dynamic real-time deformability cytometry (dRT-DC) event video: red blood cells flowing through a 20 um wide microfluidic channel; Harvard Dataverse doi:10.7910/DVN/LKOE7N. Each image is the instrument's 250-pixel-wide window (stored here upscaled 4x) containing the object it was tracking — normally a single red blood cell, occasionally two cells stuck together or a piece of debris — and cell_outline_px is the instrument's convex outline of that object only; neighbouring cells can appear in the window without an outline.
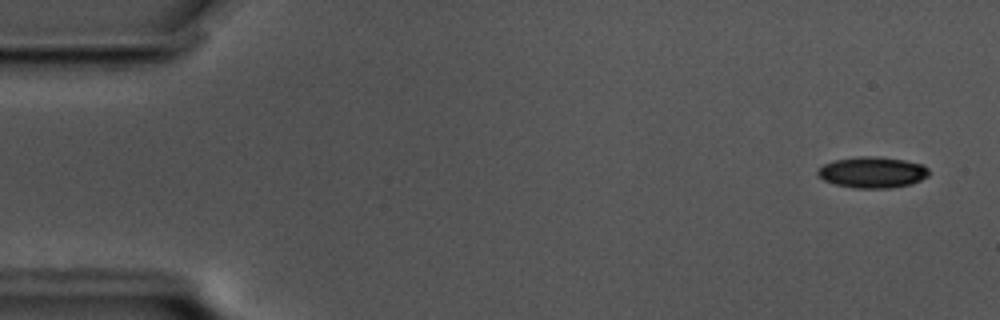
{"species": "common noctule bat (a hibernating species)", "species_latin": "Nyctalus noctula", "temperature_condition": "cold", "stored_images_in_passage": 50, "camera_frame_rate_fps": 3000, "um_per_image_px": 0.085, "animal": {"sex": "male", "body_mass_g": 17.5, "forearm_length_mm": 52.3}, "frame": {"image": 1, "passage_image": 1, "time_ms": 0.0, "image_size_px": [1000, 320], "cell_outline_px": [[928, 176], [912, 184], [892, 188], [856, 188], [836, 184], [824, 180], [816, 172], [824, 164], [836, 160], [860, 156], [876, 156], [904, 160], [920, 164], [928, 168]], "centroid_in_image_um": [74.17, 14.65], "position_along_channel_um": 10.8, "area_um2": 19.94}}
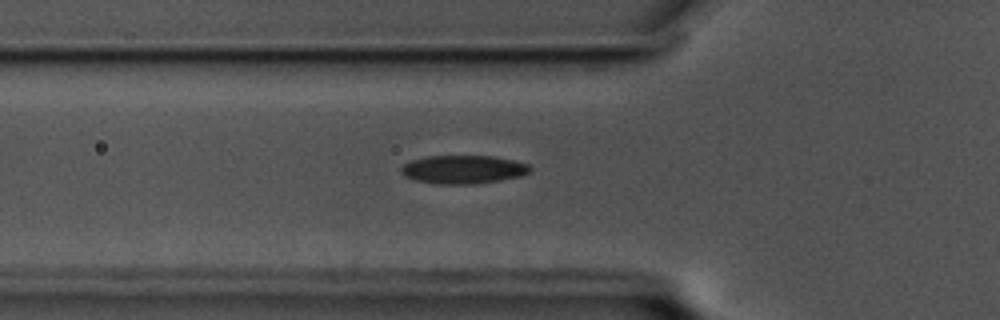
{"frame": {"image": 2, "passage_image": 18, "time_ms": 5.667, "image_size_px": [1000, 320], "cell_outline_px": [[532, 168], [528, 172], [520, 176], [500, 180], [472, 184], [436, 184], [416, 180], [404, 176], [400, 172], [400, 168], [404, 164], [412, 160], [428, 156], [496, 156], [532, 164]], "centroid_in_image_um": [39.39, 14.4], "position_along_channel_um": 86.4, "area_um2": 21.44}}
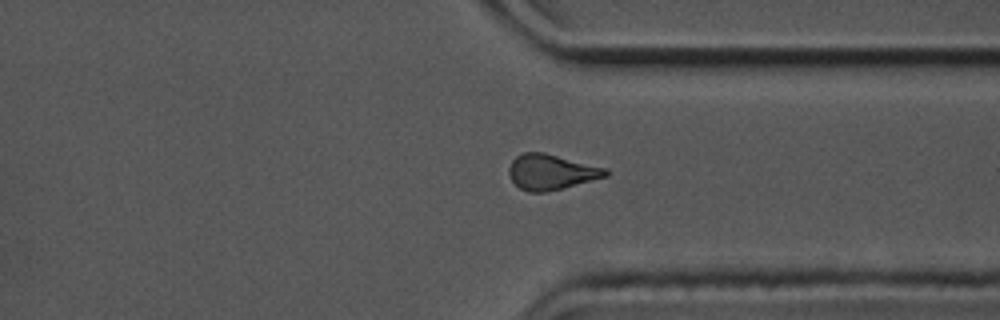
{"frame": {"image": 3, "passage_image": 42, "time_ms": 13.667, "image_size_px": [1000, 320], "cell_outline_px": [[608, 176], [564, 188], [544, 192], [528, 192], [520, 188], [512, 180], [508, 172], [508, 168], [512, 160], [516, 156], [524, 152], [544, 152], [608, 168]], "centroid_in_image_um": [46.86, 14.61], "position_along_channel_um": 364.5, "area_um2": 20.06}, "authors_computed_cell_mechanics": {"area_um2": 20.2878, "velocity_mm_per_s": 3.4716, "shape_relaxation_time_tau1_ms": 5.4387, "shape_relaxation_time_tau2_ms": 3.6947, "deformation_change_tau1": 0.1372, "deformation_change_tau2": 0.1003}}